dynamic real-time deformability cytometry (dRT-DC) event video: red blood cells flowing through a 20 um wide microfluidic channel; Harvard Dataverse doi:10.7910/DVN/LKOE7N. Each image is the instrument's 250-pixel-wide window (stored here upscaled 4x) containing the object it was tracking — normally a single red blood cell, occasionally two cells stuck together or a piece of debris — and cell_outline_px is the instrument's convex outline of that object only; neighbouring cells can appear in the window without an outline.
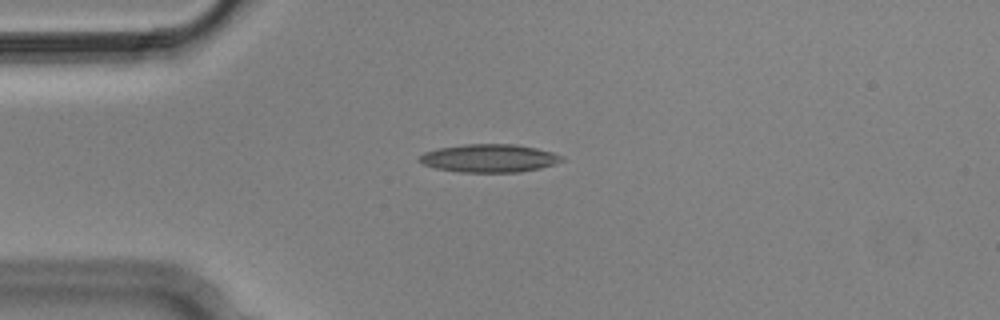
{"species": "Egyptian fruit bat (a non-hibernating species)", "species_latin": "Rousettus aegyptiacus", "temperature_condition": "cold", "stored_images_in_passage": 10, "camera_frame_rate_fps": 3000, "um_per_image_px": 0.085, "animal": {"sex": "male"}, "frame": {"image": 1, "passage_image": 4, "time_ms": 1.0, "image_size_px": [1000, 320], "cell_outline_px": [[564, 160], [540, 168], [520, 172], [460, 172], [436, 168], [420, 164], [416, 160], [424, 152], [440, 148], [464, 144], [516, 144], [536, 148], [552, 152], [564, 156]], "centroid_in_image_um": [41.56, 13.45], "position_along_channel_um": 43.4, "area_um2": 23.35}}
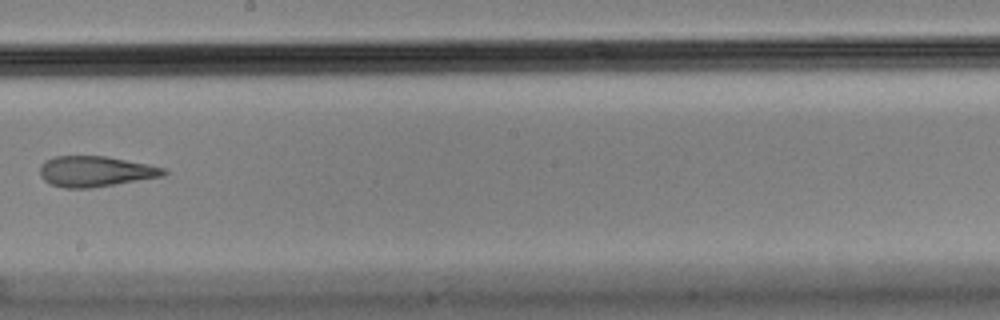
{"frame": {"image": 2, "passage_image": 9, "time_ms": 2.667, "image_size_px": [1000, 320], "cell_outline_px": [[168, 172], [164, 176], [92, 188], [64, 188], [52, 184], [44, 180], [40, 176], [40, 164], [44, 160], [56, 156], [104, 156], [148, 164], [164, 168]], "centroid_in_image_um": [8.09, 14.57], "position_along_channel_um": 240.1, "area_um2": 22.08}}
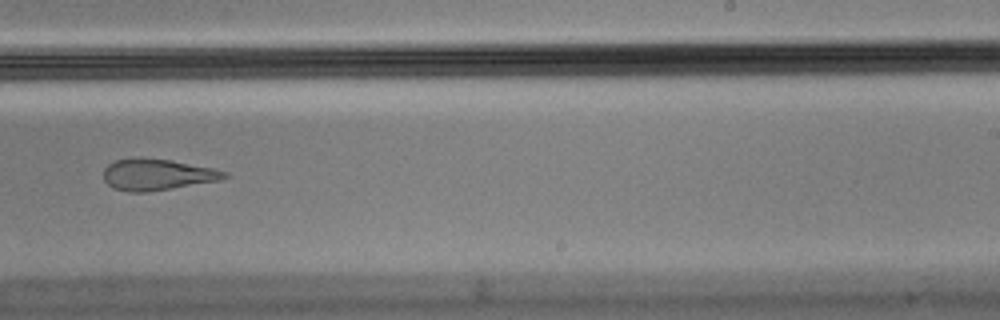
{"frame": {"image": 3, "passage_image": 10, "time_ms": 3.0, "image_size_px": [1000, 320], "cell_outline_px": [[228, 176], [220, 180], [148, 192], [128, 192], [112, 188], [104, 180], [104, 168], [108, 164], [116, 160], [136, 156], [172, 160], [212, 168], [228, 172]], "centroid_in_image_um": [13.32, 14.82], "position_along_channel_um": 275.7, "area_um2": 22.25}}